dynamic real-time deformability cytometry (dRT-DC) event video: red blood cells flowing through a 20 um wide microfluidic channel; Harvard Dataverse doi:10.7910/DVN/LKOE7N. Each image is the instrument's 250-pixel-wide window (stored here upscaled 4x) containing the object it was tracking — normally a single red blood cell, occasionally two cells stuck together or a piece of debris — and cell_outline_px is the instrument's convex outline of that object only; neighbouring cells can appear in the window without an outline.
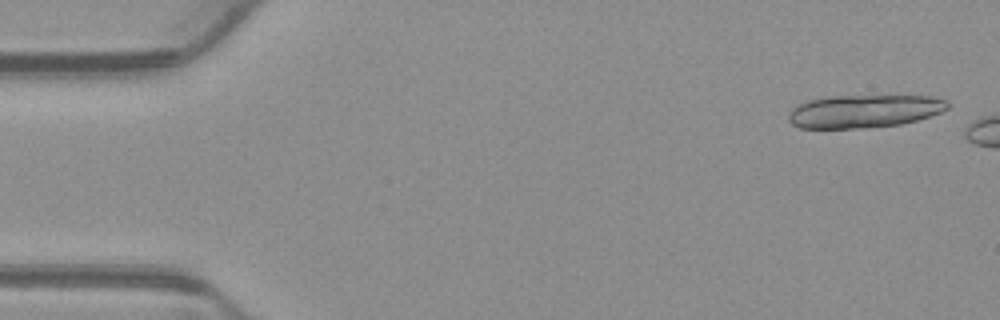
{"species": "common noctule bat (a hibernating species)", "species_latin": "Nyctalus noctula", "temperature_condition": "warm", "stored_images_in_passage": 6, "camera_frame_rate_fps": 3000, "um_per_image_px": 0.085, "animal": {"sex": "male", "body_mass_g": 23.1, "forearm_length_mm": 52.7}, "frame": {"image": 1, "passage_image": 2, "time_ms": 0.333, "image_size_px": [1000, 320], "cell_outline_px": [[952, 104], [948, 108], [940, 112], [916, 120], [900, 124], [864, 128], [800, 128], [792, 124], [788, 120], [788, 112], [792, 108], [804, 100], [824, 96], [932, 96], [948, 100]], "centroid_in_image_um": [73.41, 9.44], "position_along_channel_um": 11.6, "area_um2": 30.87}}